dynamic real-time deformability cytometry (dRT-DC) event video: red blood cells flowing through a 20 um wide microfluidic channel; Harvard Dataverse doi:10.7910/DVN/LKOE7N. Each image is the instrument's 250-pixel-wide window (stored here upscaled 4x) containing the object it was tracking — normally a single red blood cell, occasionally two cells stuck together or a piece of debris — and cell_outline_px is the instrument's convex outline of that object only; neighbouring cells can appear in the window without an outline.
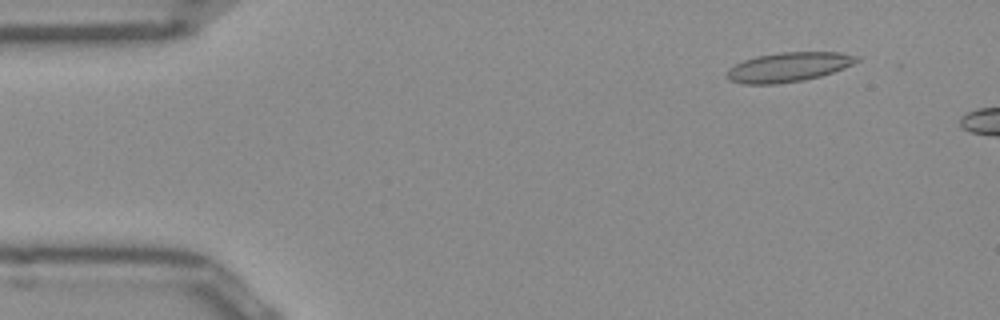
{"species": "Egyptian fruit bat (a non-hibernating species)", "species_latin": "Rousettus aegyptiacus", "temperature_condition": "room temperature", "stored_images_in_passage": 47, "camera_frame_rate_fps": 3000, "um_per_image_px": 0.085, "frame": {"image": 1, "passage_image": 5, "time_ms": 1.333, "image_size_px": [1000, 320], "cell_outline_px": [[860, 60], [844, 68], [820, 76], [804, 80], [776, 84], [744, 84], [728, 80], [724, 76], [728, 68], [744, 60], [756, 56], [780, 52], [840, 52], [860, 56]], "centroid_in_image_um": [67.0, 5.7], "position_along_channel_um": 18.0, "area_um2": 22.43}}
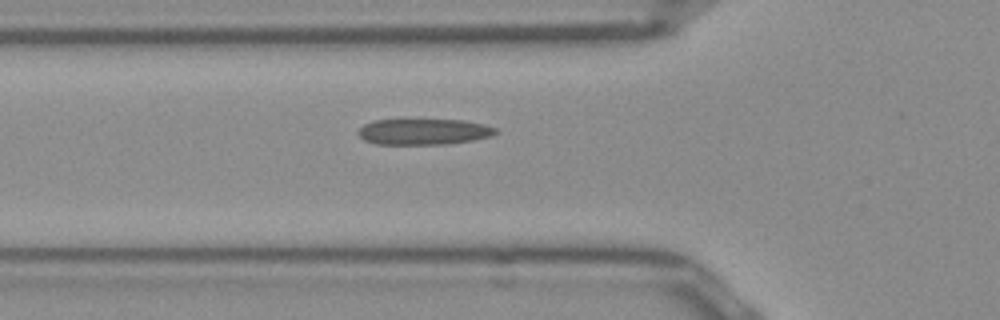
{"frame": {"image": 2, "passage_image": 17, "time_ms": 5.333, "image_size_px": [1000, 320], "cell_outline_px": [[496, 132], [492, 136], [472, 140], [444, 144], [376, 144], [364, 140], [356, 132], [364, 124], [372, 120], [464, 120], [484, 124], [496, 128]], "centroid_in_image_um": [35.99, 11.19], "position_along_channel_um": 89.8, "area_um2": 20.69}}
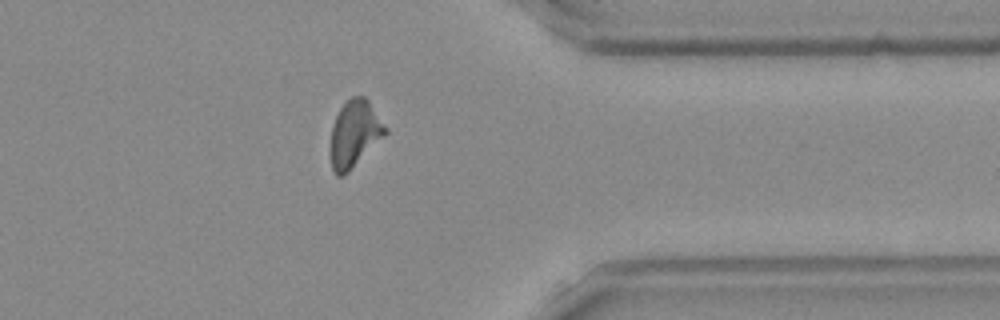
{"frame": {"image": 3, "passage_image": 40, "time_ms": 13.0, "image_size_px": [1000, 320], "cell_outline_px": [[388, 132], [344, 176], [336, 176], [332, 168], [328, 152], [332, 124], [340, 108], [352, 96], [364, 96], [368, 100], [388, 128]], "centroid_in_image_um": [30.1, 11.39], "position_along_channel_um": 381.3, "area_um2": 21.56}, "authors_computed_cell_mechanics": {"area_um2": 20.8658, "velocity_mm_per_s": 3.9549, "shape_relaxation_time_tau1_ms": null, "shape_relaxation_time_tau2_ms": 1.1805, "deformation_change_tau1": null, "deformation_change_tau2": 0.0934}}